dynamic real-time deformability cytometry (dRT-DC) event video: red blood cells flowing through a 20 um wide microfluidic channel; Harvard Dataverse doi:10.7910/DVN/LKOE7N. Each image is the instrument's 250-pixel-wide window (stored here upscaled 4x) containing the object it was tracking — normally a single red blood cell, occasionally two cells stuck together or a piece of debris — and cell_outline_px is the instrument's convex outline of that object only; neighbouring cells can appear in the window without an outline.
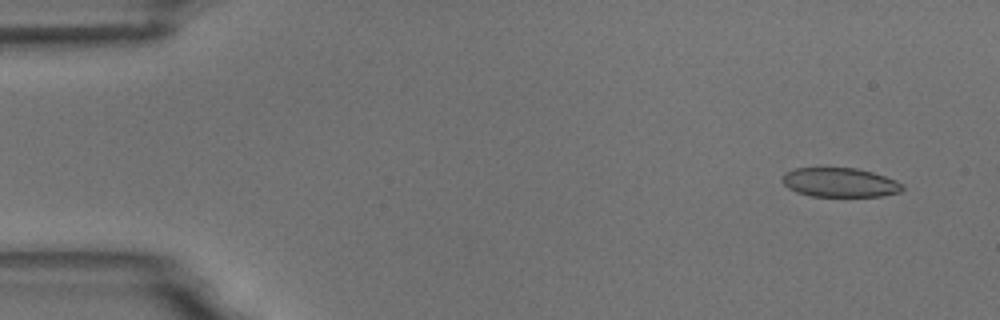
{"species": "common noctule bat (a hibernating species)", "species_latin": "Nyctalus noctula", "temperature_condition": "room temperature", "stored_images_in_passage": 6, "camera_frame_rate_fps": 3000, "um_per_image_px": 0.085, "animal": {"sex": "male", "body_mass_g": 18.8}, "frame": {"image": 1, "passage_image": 1, "time_ms": 0.0, "image_size_px": [1000, 320], "cell_outline_px": [[904, 188], [900, 192], [880, 196], [812, 196], [796, 192], [788, 188], [780, 180], [784, 172], [796, 168], [856, 168], [872, 172], [896, 180], [904, 184]], "centroid_in_image_um": [71.37, 15.51], "position_along_channel_um": 13.6, "area_um2": 20.52}}
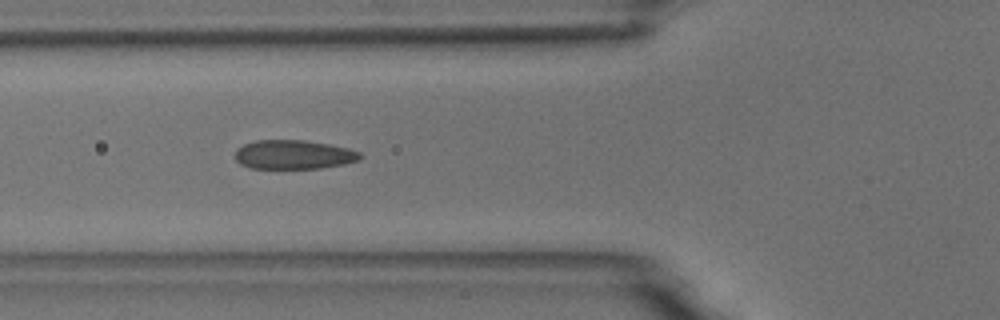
{"frame": {"image": 2, "passage_image": 5, "time_ms": 5.333, "image_size_px": [1000, 320], "cell_outline_px": [[364, 156], [360, 160], [344, 164], [320, 168], [252, 168], [240, 164], [236, 160], [236, 148], [244, 144], [256, 140], [304, 140], [328, 144], [348, 148], [360, 152]], "centroid_in_image_um": [24.98, 13.14], "position_along_channel_um": 100.8, "area_um2": 21.21}}